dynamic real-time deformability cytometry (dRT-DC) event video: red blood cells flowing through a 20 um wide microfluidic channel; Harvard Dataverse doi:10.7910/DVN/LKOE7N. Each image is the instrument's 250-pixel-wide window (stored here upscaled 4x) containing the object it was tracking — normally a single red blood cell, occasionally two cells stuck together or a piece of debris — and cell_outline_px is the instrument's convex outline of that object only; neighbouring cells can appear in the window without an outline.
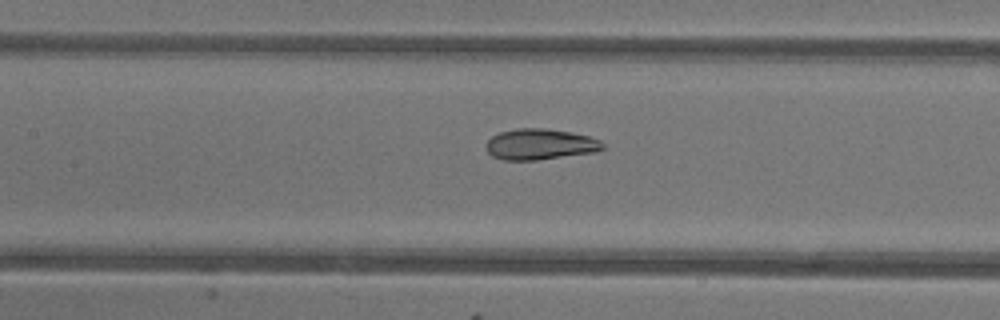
{"species": "common noctule bat (a hibernating species)", "species_latin": "Nyctalus noctula", "temperature_condition": "warm", "stored_images_in_passage": 7, "camera_frame_rate_fps": 3000, "um_per_image_px": 0.085, "animal": {"sex": "female"}, "frame": {"image": 1, "passage_image": 7, "time_ms": 8.667, "image_size_px": [1000, 320], "cell_outline_px": [[604, 148], [596, 152], [536, 160], [504, 160], [492, 156], [488, 152], [484, 144], [492, 136], [500, 132], [516, 128], [544, 128], [568, 132], [588, 136], [600, 140], [604, 144]], "centroid_in_image_um": [45.88, 12.27], "position_along_channel_um": 161.5, "area_um2": 20.98}}